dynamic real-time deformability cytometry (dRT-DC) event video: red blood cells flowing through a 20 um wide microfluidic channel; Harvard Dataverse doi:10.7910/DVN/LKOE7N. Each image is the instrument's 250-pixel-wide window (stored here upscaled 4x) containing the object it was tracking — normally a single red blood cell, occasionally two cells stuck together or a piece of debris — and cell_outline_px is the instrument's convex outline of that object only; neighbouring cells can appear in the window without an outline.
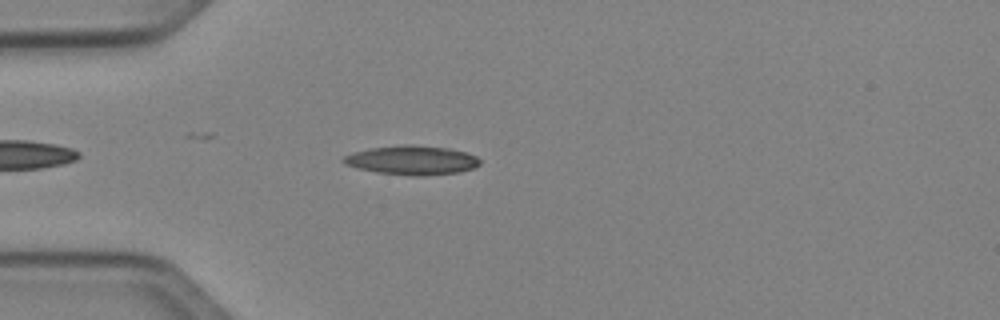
{"species": "Egyptian fruit bat (a non-hibernating species)", "species_latin": "Rousettus aegyptiacus", "temperature_condition": "cold", "stored_images_in_passage": 39, "camera_frame_rate_fps": 3000, "um_per_image_px": 0.085, "animal": {"sex": "female"}, "frame": {"image": 1, "passage_image": 5, "time_ms": 1.333, "image_size_px": [1000, 320], "cell_outline_px": [[480, 164], [472, 168], [460, 172], [424, 176], [412, 176], [376, 172], [356, 168], [344, 164], [340, 160], [344, 156], [352, 152], [372, 148], [408, 144], [448, 148], [468, 152], [476, 156], [480, 160]], "centroid_in_image_um": [35.0, 13.62], "position_along_channel_um": 50.0, "area_um2": 23.29}}
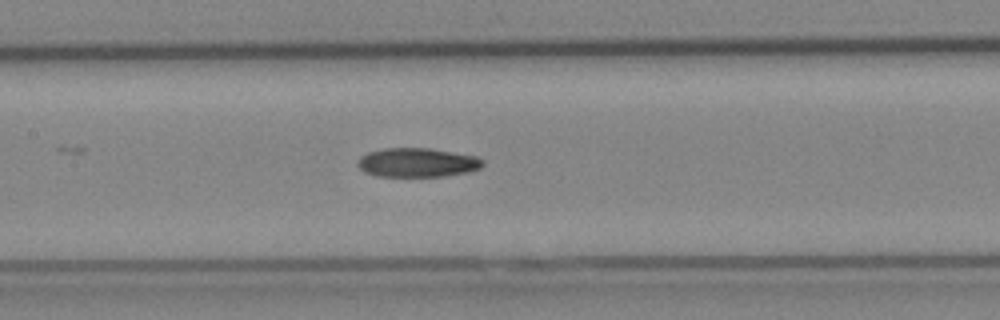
{"frame": {"image": 2, "passage_image": 15, "time_ms": 4.667, "image_size_px": [1000, 320], "cell_outline_px": [[484, 164], [480, 168], [468, 172], [444, 176], [376, 176], [364, 172], [356, 164], [360, 156], [368, 152], [384, 148], [432, 148], [476, 156], [484, 160]], "centroid_in_image_um": [35.47, 13.81], "position_along_channel_um": 171.9, "area_um2": 21.33}}
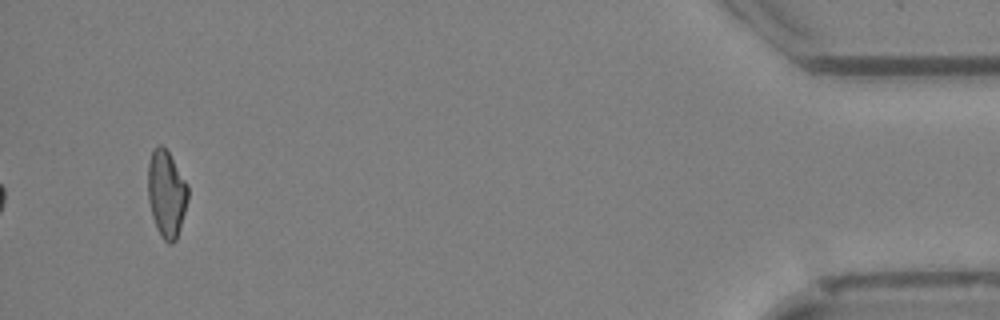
{"frame": {"image": 3, "passage_image": 39, "time_ms": 12.667, "image_size_px": [1000, 320], "cell_outline_px": [[188, 200], [180, 228], [176, 240], [172, 244], [168, 244], [160, 236], [152, 216], [148, 200], [148, 164], [152, 148], [156, 144], [160, 144], [168, 152], [188, 184]], "centroid_in_image_um": [14.14, 16.47], "position_along_channel_um": 421.1, "area_um2": 20.4}}